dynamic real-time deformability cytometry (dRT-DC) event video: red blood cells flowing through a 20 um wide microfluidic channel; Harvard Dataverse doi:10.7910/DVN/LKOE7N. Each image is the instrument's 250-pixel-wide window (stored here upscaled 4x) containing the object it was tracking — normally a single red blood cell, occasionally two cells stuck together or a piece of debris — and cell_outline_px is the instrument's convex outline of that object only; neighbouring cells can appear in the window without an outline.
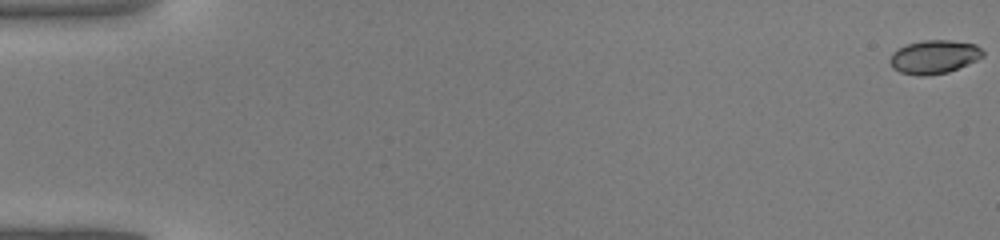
{"species": "common noctule bat (a hibernating species)", "species_latin": "Nyctalus noctula", "temperature_condition": "warm", "stored_images_in_passage": 44, "camera_frame_rate_fps": 3000, "um_per_image_px": 0.085, "animal": {"sex": "male", "body_mass_g": 19.0, "forearm_length_mm": 50.8}, "frame": {"image": 1, "passage_image": 1, "time_ms": 0.0, "image_size_px": [1000, 240], "cell_outline_px": [[984, 56], [976, 60], [948, 72], [928, 76], [916, 76], [900, 72], [892, 68], [888, 60], [892, 52], [896, 48], [904, 44], [920, 40], [948, 40], [976, 44], [984, 52]], "centroid_in_image_um": [79.33, 4.83], "position_along_channel_um": 5.7, "area_um2": 18.5}}
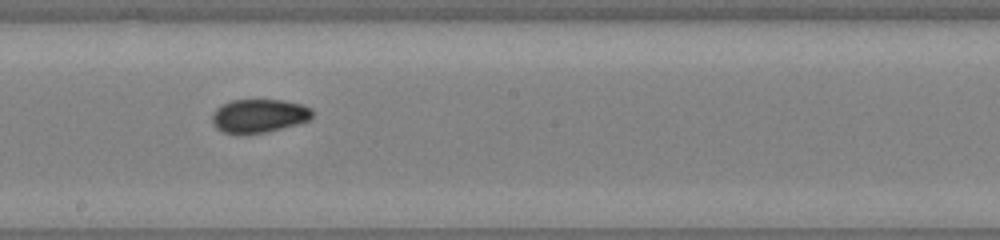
{"frame": {"image": 2, "passage_image": 26, "time_ms": 8.333, "image_size_px": [1000, 240], "cell_outline_px": [[312, 116], [308, 120], [296, 124], [264, 132], [224, 132], [216, 128], [212, 124], [212, 116], [216, 108], [232, 100], [284, 100], [304, 104], [312, 108]], "centroid_in_image_um": [22.03, 9.81], "position_along_channel_um": 226.2, "area_um2": 19.19}}
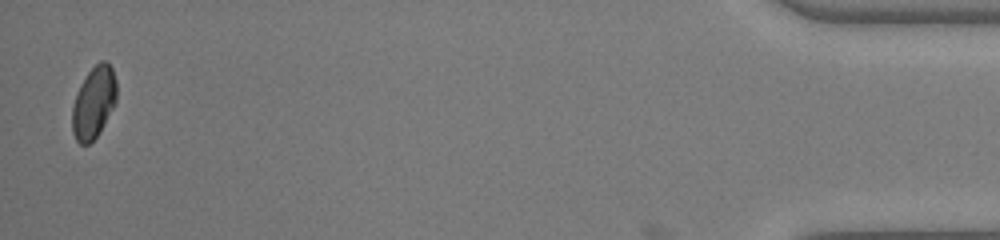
{"frame": {"image": 3, "passage_image": 44, "time_ms": 14.333, "image_size_px": [1000, 240], "cell_outline_px": [[116, 104], [96, 136], [88, 144], [80, 144], [76, 140], [72, 132], [72, 108], [76, 92], [80, 84], [88, 72], [100, 60], [104, 60], [112, 68], [116, 80]], "centroid_in_image_um": [7.96, 8.7], "position_along_channel_um": 427.2, "area_um2": 18.55}}